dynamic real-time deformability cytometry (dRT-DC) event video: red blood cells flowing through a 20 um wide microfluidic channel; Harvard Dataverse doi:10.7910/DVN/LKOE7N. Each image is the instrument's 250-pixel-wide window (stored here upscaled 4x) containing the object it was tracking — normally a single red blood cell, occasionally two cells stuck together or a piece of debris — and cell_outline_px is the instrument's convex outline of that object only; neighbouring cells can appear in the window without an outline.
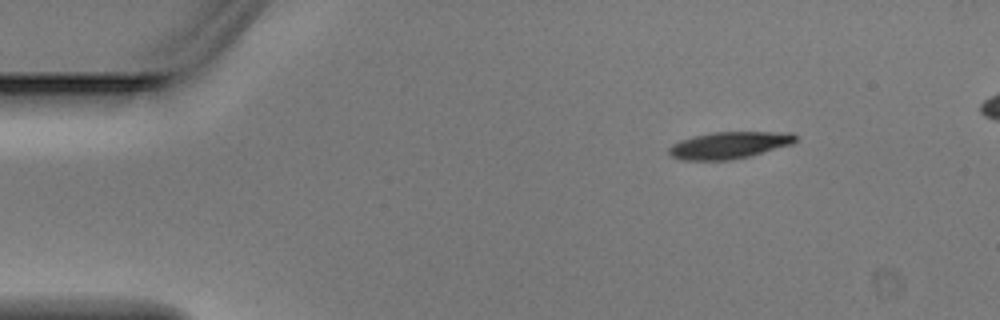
{"species": "Egyptian fruit bat (a non-hibernating species)", "species_latin": "Rousettus aegyptiacus", "temperature_condition": "warm", "stored_images_in_passage": 4, "camera_frame_rate_fps": 3000, "um_per_image_px": 0.085, "animal": {"sex": "male"}, "frame": {"image": 1, "passage_image": 1, "time_ms": 0.0, "image_size_px": [1000, 320], "cell_outline_px": [[796, 140], [792, 144], [748, 156], [728, 160], [680, 160], [672, 156], [668, 152], [668, 148], [672, 144], [680, 140], [712, 132], [792, 132], [796, 136]], "centroid_in_image_um": [61.96, 12.34], "position_along_channel_um": 23.0, "area_um2": 19.65}}
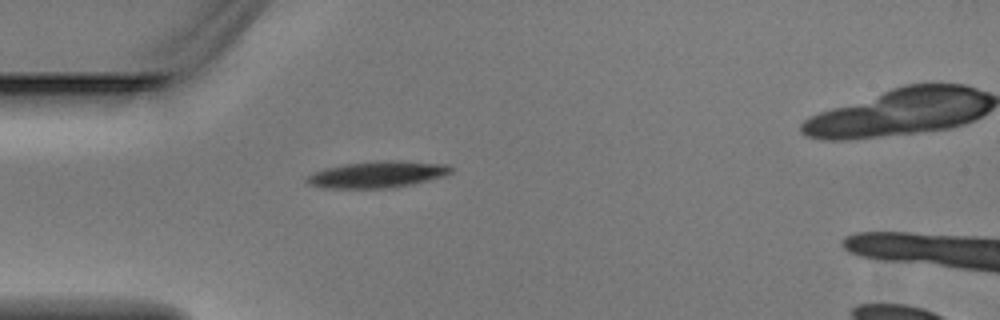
{"frame": {"image": 2, "passage_image": 3, "time_ms": 0.667, "image_size_px": [1000, 320], "cell_outline_px": [[452, 172], [428, 180], [412, 184], [388, 188], [324, 188], [308, 184], [304, 180], [308, 176], [324, 168], [344, 164], [372, 160], [400, 160], [444, 164], [452, 168]], "centroid_in_image_um": [32.03, 14.82], "position_along_channel_um": 53.0, "area_um2": 22.25}}